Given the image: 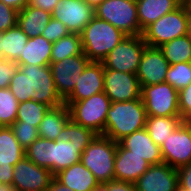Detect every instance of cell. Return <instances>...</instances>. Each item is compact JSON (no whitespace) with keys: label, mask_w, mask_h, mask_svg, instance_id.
<instances>
[{"label":"cell","mask_w":191,"mask_h":191,"mask_svg":"<svg viewBox=\"0 0 191 191\" xmlns=\"http://www.w3.org/2000/svg\"><path fill=\"white\" fill-rule=\"evenodd\" d=\"M117 142L97 135L81 154V163L90 170L99 183L114 180V160Z\"/></svg>","instance_id":"277c9868"},{"label":"cell","mask_w":191,"mask_h":191,"mask_svg":"<svg viewBox=\"0 0 191 191\" xmlns=\"http://www.w3.org/2000/svg\"><path fill=\"white\" fill-rule=\"evenodd\" d=\"M110 98L101 92L81 101L64 102L68 106L70 119L98 135H103Z\"/></svg>","instance_id":"5b68a950"},{"label":"cell","mask_w":191,"mask_h":191,"mask_svg":"<svg viewBox=\"0 0 191 191\" xmlns=\"http://www.w3.org/2000/svg\"><path fill=\"white\" fill-rule=\"evenodd\" d=\"M187 32L191 36V6L187 3Z\"/></svg>","instance_id":"7dc6e473"},{"label":"cell","mask_w":191,"mask_h":191,"mask_svg":"<svg viewBox=\"0 0 191 191\" xmlns=\"http://www.w3.org/2000/svg\"><path fill=\"white\" fill-rule=\"evenodd\" d=\"M69 120L70 113L66 104L50 108L38 127L39 137L53 141L57 140L58 135Z\"/></svg>","instance_id":"d4e9b609"},{"label":"cell","mask_w":191,"mask_h":191,"mask_svg":"<svg viewBox=\"0 0 191 191\" xmlns=\"http://www.w3.org/2000/svg\"><path fill=\"white\" fill-rule=\"evenodd\" d=\"M89 6H92L94 9L102 4L105 0H84Z\"/></svg>","instance_id":"c3c4849f"},{"label":"cell","mask_w":191,"mask_h":191,"mask_svg":"<svg viewBox=\"0 0 191 191\" xmlns=\"http://www.w3.org/2000/svg\"><path fill=\"white\" fill-rule=\"evenodd\" d=\"M69 33L70 32L61 21L51 18L41 35L51 43H54L60 38L67 36Z\"/></svg>","instance_id":"8d00e7d4"},{"label":"cell","mask_w":191,"mask_h":191,"mask_svg":"<svg viewBox=\"0 0 191 191\" xmlns=\"http://www.w3.org/2000/svg\"><path fill=\"white\" fill-rule=\"evenodd\" d=\"M52 45L42 35L29 38L21 56L15 61L18 65L46 66L51 63Z\"/></svg>","instance_id":"44dd1931"},{"label":"cell","mask_w":191,"mask_h":191,"mask_svg":"<svg viewBox=\"0 0 191 191\" xmlns=\"http://www.w3.org/2000/svg\"><path fill=\"white\" fill-rule=\"evenodd\" d=\"M97 135L91 129L83 127L70 119L57 139L65 142L70 140L75 145H89Z\"/></svg>","instance_id":"d6a6232c"},{"label":"cell","mask_w":191,"mask_h":191,"mask_svg":"<svg viewBox=\"0 0 191 191\" xmlns=\"http://www.w3.org/2000/svg\"><path fill=\"white\" fill-rule=\"evenodd\" d=\"M176 90L186 88L191 83V62H181L170 65L165 77Z\"/></svg>","instance_id":"e575fe53"},{"label":"cell","mask_w":191,"mask_h":191,"mask_svg":"<svg viewBox=\"0 0 191 191\" xmlns=\"http://www.w3.org/2000/svg\"><path fill=\"white\" fill-rule=\"evenodd\" d=\"M146 45L142 35H126L102 60L104 69L137 74Z\"/></svg>","instance_id":"ba28073f"},{"label":"cell","mask_w":191,"mask_h":191,"mask_svg":"<svg viewBox=\"0 0 191 191\" xmlns=\"http://www.w3.org/2000/svg\"><path fill=\"white\" fill-rule=\"evenodd\" d=\"M8 89L19 103L34 100L50 108L64 104L56 91L49 65H18Z\"/></svg>","instance_id":"6da1fadb"},{"label":"cell","mask_w":191,"mask_h":191,"mask_svg":"<svg viewBox=\"0 0 191 191\" xmlns=\"http://www.w3.org/2000/svg\"><path fill=\"white\" fill-rule=\"evenodd\" d=\"M101 92H104V66L102 62L91 61L64 102L81 101Z\"/></svg>","instance_id":"e0dca14e"},{"label":"cell","mask_w":191,"mask_h":191,"mask_svg":"<svg viewBox=\"0 0 191 191\" xmlns=\"http://www.w3.org/2000/svg\"><path fill=\"white\" fill-rule=\"evenodd\" d=\"M91 191H107L106 189V182L105 183H99L93 190Z\"/></svg>","instance_id":"f907efd6"},{"label":"cell","mask_w":191,"mask_h":191,"mask_svg":"<svg viewBox=\"0 0 191 191\" xmlns=\"http://www.w3.org/2000/svg\"><path fill=\"white\" fill-rule=\"evenodd\" d=\"M183 122L181 116H147L145 128L153 142L160 147L169 135Z\"/></svg>","instance_id":"484cf974"},{"label":"cell","mask_w":191,"mask_h":191,"mask_svg":"<svg viewBox=\"0 0 191 191\" xmlns=\"http://www.w3.org/2000/svg\"><path fill=\"white\" fill-rule=\"evenodd\" d=\"M179 112L183 121L191 120V83L178 91Z\"/></svg>","instance_id":"f35d334b"},{"label":"cell","mask_w":191,"mask_h":191,"mask_svg":"<svg viewBox=\"0 0 191 191\" xmlns=\"http://www.w3.org/2000/svg\"><path fill=\"white\" fill-rule=\"evenodd\" d=\"M183 3H187L189 0H181Z\"/></svg>","instance_id":"db71d44e"},{"label":"cell","mask_w":191,"mask_h":191,"mask_svg":"<svg viewBox=\"0 0 191 191\" xmlns=\"http://www.w3.org/2000/svg\"><path fill=\"white\" fill-rule=\"evenodd\" d=\"M107 191H136L135 185L133 183L111 180L106 182Z\"/></svg>","instance_id":"b9f144b4"},{"label":"cell","mask_w":191,"mask_h":191,"mask_svg":"<svg viewBox=\"0 0 191 191\" xmlns=\"http://www.w3.org/2000/svg\"><path fill=\"white\" fill-rule=\"evenodd\" d=\"M18 69V64L15 61L0 59V89L8 88L11 83V78Z\"/></svg>","instance_id":"ab89813d"},{"label":"cell","mask_w":191,"mask_h":191,"mask_svg":"<svg viewBox=\"0 0 191 191\" xmlns=\"http://www.w3.org/2000/svg\"><path fill=\"white\" fill-rule=\"evenodd\" d=\"M163 162L173 168L191 163V126L183 121L160 147Z\"/></svg>","instance_id":"30bf717a"},{"label":"cell","mask_w":191,"mask_h":191,"mask_svg":"<svg viewBox=\"0 0 191 191\" xmlns=\"http://www.w3.org/2000/svg\"><path fill=\"white\" fill-rule=\"evenodd\" d=\"M136 191H176L177 169L166 163L150 165L134 183Z\"/></svg>","instance_id":"2e32d148"},{"label":"cell","mask_w":191,"mask_h":191,"mask_svg":"<svg viewBox=\"0 0 191 191\" xmlns=\"http://www.w3.org/2000/svg\"><path fill=\"white\" fill-rule=\"evenodd\" d=\"M51 16L61 21L70 33L81 34L95 16V11L84 0H59Z\"/></svg>","instance_id":"4fadbf2b"},{"label":"cell","mask_w":191,"mask_h":191,"mask_svg":"<svg viewBox=\"0 0 191 191\" xmlns=\"http://www.w3.org/2000/svg\"><path fill=\"white\" fill-rule=\"evenodd\" d=\"M18 104L8 88L0 89V127H10L16 121Z\"/></svg>","instance_id":"836d02e7"},{"label":"cell","mask_w":191,"mask_h":191,"mask_svg":"<svg viewBox=\"0 0 191 191\" xmlns=\"http://www.w3.org/2000/svg\"><path fill=\"white\" fill-rule=\"evenodd\" d=\"M0 59H3L2 33L0 32Z\"/></svg>","instance_id":"816d5d0a"},{"label":"cell","mask_w":191,"mask_h":191,"mask_svg":"<svg viewBox=\"0 0 191 191\" xmlns=\"http://www.w3.org/2000/svg\"><path fill=\"white\" fill-rule=\"evenodd\" d=\"M141 99L147 116H180L178 90L168 82L141 86Z\"/></svg>","instance_id":"9c48e42d"},{"label":"cell","mask_w":191,"mask_h":191,"mask_svg":"<svg viewBox=\"0 0 191 191\" xmlns=\"http://www.w3.org/2000/svg\"><path fill=\"white\" fill-rule=\"evenodd\" d=\"M81 35L83 53L90 61L102 62L126 36L107 21L94 16Z\"/></svg>","instance_id":"3957f363"},{"label":"cell","mask_w":191,"mask_h":191,"mask_svg":"<svg viewBox=\"0 0 191 191\" xmlns=\"http://www.w3.org/2000/svg\"><path fill=\"white\" fill-rule=\"evenodd\" d=\"M170 64L159 47L146 45L137 71L140 86H150L165 82Z\"/></svg>","instance_id":"9a60e30c"},{"label":"cell","mask_w":191,"mask_h":191,"mask_svg":"<svg viewBox=\"0 0 191 191\" xmlns=\"http://www.w3.org/2000/svg\"><path fill=\"white\" fill-rule=\"evenodd\" d=\"M95 16L109 22L126 35H142L136 0H105L95 9Z\"/></svg>","instance_id":"52a82bcc"},{"label":"cell","mask_w":191,"mask_h":191,"mask_svg":"<svg viewBox=\"0 0 191 191\" xmlns=\"http://www.w3.org/2000/svg\"><path fill=\"white\" fill-rule=\"evenodd\" d=\"M170 65L191 62V36L186 34L159 47Z\"/></svg>","instance_id":"83f0119b"},{"label":"cell","mask_w":191,"mask_h":191,"mask_svg":"<svg viewBox=\"0 0 191 191\" xmlns=\"http://www.w3.org/2000/svg\"><path fill=\"white\" fill-rule=\"evenodd\" d=\"M10 127L17 141L24 149H27L39 138L38 128L34 125L25 124L23 121H15Z\"/></svg>","instance_id":"d590c367"},{"label":"cell","mask_w":191,"mask_h":191,"mask_svg":"<svg viewBox=\"0 0 191 191\" xmlns=\"http://www.w3.org/2000/svg\"><path fill=\"white\" fill-rule=\"evenodd\" d=\"M118 143L150 165L163 163L160 146L153 142L146 128L133 132Z\"/></svg>","instance_id":"d6986e66"},{"label":"cell","mask_w":191,"mask_h":191,"mask_svg":"<svg viewBox=\"0 0 191 191\" xmlns=\"http://www.w3.org/2000/svg\"><path fill=\"white\" fill-rule=\"evenodd\" d=\"M178 185L191 189V163L184 165L177 169Z\"/></svg>","instance_id":"60d3db41"},{"label":"cell","mask_w":191,"mask_h":191,"mask_svg":"<svg viewBox=\"0 0 191 191\" xmlns=\"http://www.w3.org/2000/svg\"><path fill=\"white\" fill-rule=\"evenodd\" d=\"M51 18L50 12L26 5L18 13L17 24L29 38H32L43 33Z\"/></svg>","instance_id":"603a6c76"},{"label":"cell","mask_w":191,"mask_h":191,"mask_svg":"<svg viewBox=\"0 0 191 191\" xmlns=\"http://www.w3.org/2000/svg\"><path fill=\"white\" fill-rule=\"evenodd\" d=\"M7 6L14 8L17 11L22 10L26 5H28L29 0H0Z\"/></svg>","instance_id":"f6af8a7d"},{"label":"cell","mask_w":191,"mask_h":191,"mask_svg":"<svg viewBox=\"0 0 191 191\" xmlns=\"http://www.w3.org/2000/svg\"><path fill=\"white\" fill-rule=\"evenodd\" d=\"M0 191H15V188L10 184L0 183Z\"/></svg>","instance_id":"681fc988"},{"label":"cell","mask_w":191,"mask_h":191,"mask_svg":"<svg viewBox=\"0 0 191 191\" xmlns=\"http://www.w3.org/2000/svg\"><path fill=\"white\" fill-rule=\"evenodd\" d=\"M186 34H188L187 3H182L175 10L166 13L147 26L143 30L142 37L147 45L160 47L162 44Z\"/></svg>","instance_id":"8992f818"},{"label":"cell","mask_w":191,"mask_h":191,"mask_svg":"<svg viewBox=\"0 0 191 191\" xmlns=\"http://www.w3.org/2000/svg\"><path fill=\"white\" fill-rule=\"evenodd\" d=\"M53 178L49 169L37 166L25 156L14 165L12 186L15 191H45Z\"/></svg>","instance_id":"7c38bea8"},{"label":"cell","mask_w":191,"mask_h":191,"mask_svg":"<svg viewBox=\"0 0 191 191\" xmlns=\"http://www.w3.org/2000/svg\"><path fill=\"white\" fill-rule=\"evenodd\" d=\"M176 191H191V189H186V188H183V187L177 185Z\"/></svg>","instance_id":"f5cc1de1"},{"label":"cell","mask_w":191,"mask_h":191,"mask_svg":"<svg viewBox=\"0 0 191 191\" xmlns=\"http://www.w3.org/2000/svg\"><path fill=\"white\" fill-rule=\"evenodd\" d=\"M88 145H75L72 141H53V175L81 161V154Z\"/></svg>","instance_id":"cb8c5ba5"},{"label":"cell","mask_w":191,"mask_h":191,"mask_svg":"<svg viewBox=\"0 0 191 191\" xmlns=\"http://www.w3.org/2000/svg\"><path fill=\"white\" fill-rule=\"evenodd\" d=\"M90 62L82 53L49 64L56 91L63 100L74 90L78 78Z\"/></svg>","instance_id":"8fae6325"},{"label":"cell","mask_w":191,"mask_h":191,"mask_svg":"<svg viewBox=\"0 0 191 191\" xmlns=\"http://www.w3.org/2000/svg\"><path fill=\"white\" fill-rule=\"evenodd\" d=\"M19 11L14 8L7 6L5 3L0 1V32H5L6 30L17 25Z\"/></svg>","instance_id":"74e56055"},{"label":"cell","mask_w":191,"mask_h":191,"mask_svg":"<svg viewBox=\"0 0 191 191\" xmlns=\"http://www.w3.org/2000/svg\"><path fill=\"white\" fill-rule=\"evenodd\" d=\"M147 113L142 99L112 102L107 112L103 136L119 142L137 130L145 128Z\"/></svg>","instance_id":"7a4b0ae2"},{"label":"cell","mask_w":191,"mask_h":191,"mask_svg":"<svg viewBox=\"0 0 191 191\" xmlns=\"http://www.w3.org/2000/svg\"><path fill=\"white\" fill-rule=\"evenodd\" d=\"M54 178L74 191H91L99 184L93 173L81 161L61 170Z\"/></svg>","instance_id":"ffe728a7"},{"label":"cell","mask_w":191,"mask_h":191,"mask_svg":"<svg viewBox=\"0 0 191 191\" xmlns=\"http://www.w3.org/2000/svg\"><path fill=\"white\" fill-rule=\"evenodd\" d=\"M28 35L17 25L2 32L3 59L16 61L22 54Z\"/></svg>","instance_id":"f1b7e54d"},{"label":"cell","mask_w":191,"mask_h":191,"mask_svg":"<svg viewBox=\"0 0 191 191\" xmlns=\"http://www.w3.org/2000/svg\"><path fill=\"white\" fill-rule=\"evenodd\" d=\"M181 0H136L140 29L143 31L160 17L178 8Z\"/></svg>","instance_id":"7402d4cb"},{"label":"cell","mask_w":191,"mask_h":191,"mask_svg":"<svg viewBox=\"0 0 191 191\" xmlns=\"http://www.w3.org/2000/svg\"><path fill=\"white\" fill-rule=\"evenodd\" d=\"M59 0H29L28 5L48 11L52 13L55 5Z\"/></svg>","instance_id":"ee69618b"},{"label":"cell","mask_w":191,"mask_h":191,"mask_svg":"<svg viewBox=\"0 0 191 191\" xmlns=\"http://www.w3.org/2000/svg\"><path fill=\"white\" fill-rule=\"evenodd\" d=\"M25 156L37 166L49 169L53 174V140L39 137L25 149Z\"/></svg>","instance_id":"f546056e"},{"label":"cell","mask_w":191,"mask_h":191,"mask_svg":"<svg viewBox=\"0 0 191 191\" xmlns=\"http://www.w3.org/2000/svg\"><path fill=\"white\" fill-rule=\"evenodd\" d=\"M190 126H191V120H189V121H186Z\"/></svg>","instance_id":"11a10c76"},{"label":"cell","mask_w":191,"mask_h":191,"mask_svg":"<svg viewBox=\"0 0 191 191\" xmlns=\"http://www.w3.org/2000/svg\"><path fill=\"white\" fill-rule=\"evenodd\" d=\"M83 53L81 35L69 33L67 36L54 42L51 51V62H58L67 57Z\"/></svg>","instance_id":"4dcf8cb0"},{"label":"cell","mask_w":191,"mask_h":191,"mask_svg":"<svg viewBox=\"0 0 191 191\" xmlns=\"http://www.w3.org/2000/svg\"><path fill=\"white\" fill-rule=\"evenodd\" d=\"M14 166L0 163V183L12 185Z\"/></svg>","instance_id":"7bdbcfd3"},{"label":"cell","mask_w":191,"mask_h":191,"mask_svg":"<svg viewBox=\"0 0 191 191\" xmlns=\"http://www.w3.org/2000/svg\"><path fill=\"white\" fill-rule=\"evenodd\" d=\"M49 109V106L34 100L20 102L18 104L16 121H23L25 124L34 125L38 128Z\"/></svg>","instance_id":"1f68e13d"},{"label":"cell","mask_w":191,"mask_h":191,"mask_svg":"<svg viewBox=\"0 0 191 191\" xmlns=\"http://www.w3.org/2000/svg\"><path fill=\"white\" fill-rule=\"evenodd\" d=\"M104 92L111 102L141 98V86L136 74L104 69Z\"/></svg>","instance_id":"5bb4252c"},{"label":"cell","mask_w":191,"mask_h":191,"mask_svg":"<svg viewBox=\"0 0 191 191\" xmlns=\"http://www.w3.org/2000/svg\"><path fill=\"white\" fill-rule=\"evenodd\" d=\"M150 164L132 151L123 148L117 143L116 156L114 160V179L129 183H135L141 177Z\"/></svg>","instance_id":"ac0fdd59"},{"label":"cell","mask_w":191,"mask_h":191,"mask_svg":"<svg viewBox=\"0 0 191 191\" xmlns=\"http://www.w3.org/2000/svg\"><path fill=\"white\" fill-rule=\"evenodd\" d=\"M45 191H74L71 188L64 186L59 181H57L55 178H53L50 182V185Z\"/></svg>","instance_id":"bcb514c9"},{"label":"cell","mask_w":191,"mask_h":191,"mask_svg":"<svg viewBox=\"0 0 191 191\" xmlns=\"http://www.w3.org/2000/svg\"><path fill=\"white\" fill-rule=\"evenodd\" d=\"M25 157V149L17 141L11 127H0V163L15 165Z\"/></svg>","instance_id":"4316f807"}]
</instances>
